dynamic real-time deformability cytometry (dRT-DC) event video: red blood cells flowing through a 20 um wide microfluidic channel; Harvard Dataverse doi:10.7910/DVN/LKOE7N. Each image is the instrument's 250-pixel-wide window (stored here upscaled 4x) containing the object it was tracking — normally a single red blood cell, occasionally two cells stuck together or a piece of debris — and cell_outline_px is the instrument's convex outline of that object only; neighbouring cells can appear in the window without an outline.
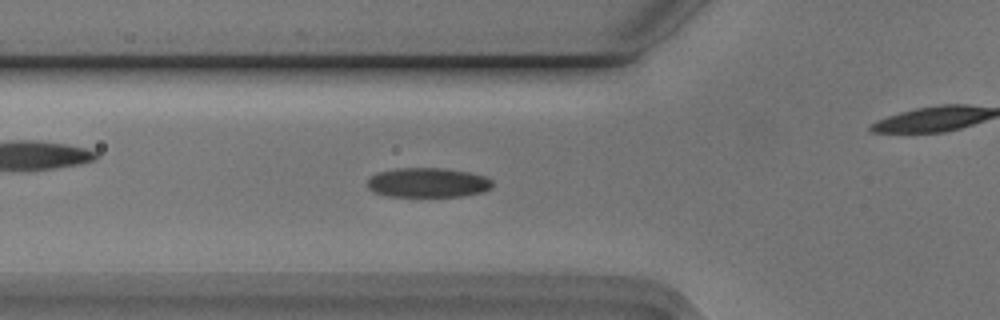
{"species": "Egyptian fruit bat (a non-hibernating species)", "species_latin": "Rousettus aegyptiacus", "temperature_condition": "cold", "stored_images_in_passage": 42, "camera_frame_rate_fps": 3000, "um_per_image_px": 0.085, "animal": {"sex": "male"}, "frame": {"image": 1, "passage_image": 7, "time_ms": 2.0, "image_size_px": [1000, 320], "cell_outline_px": [[492, 188], [484, 192], [464, 196], [388, 196], [372, 192], [368, 188], [368, 176], [376, 172], [396, 168], [444, 168], [468, 172], [488, 176], [492, 180]], "centroid_in_image_um": [36.36, 15.52], "position_along_channel_um": 89.4, "area_um2": 21.91}}
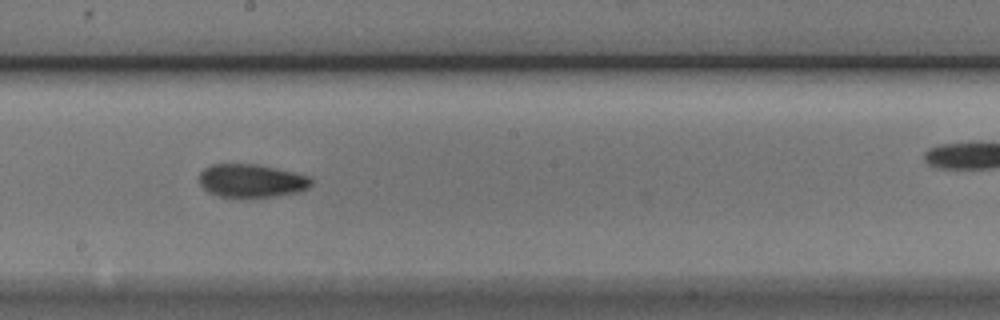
{"frame": {"image": 2, "passage_image": 18, "time_ms": 5.667, "image_size_px": [1000, 320], "cell_outline_px": [[312, 184], [308, 188], [300, 192], [252, 200], [216, 196], [208, 192], [200, 184], [200, 172], [204, 168], [212, 164], [256, 164], [296, 172], [308, 176], [312, 180]], "centroid_in_image_um": [21.38, 15.4], "position_along_channel_um": 226.8, "area_um2": 22.48}}
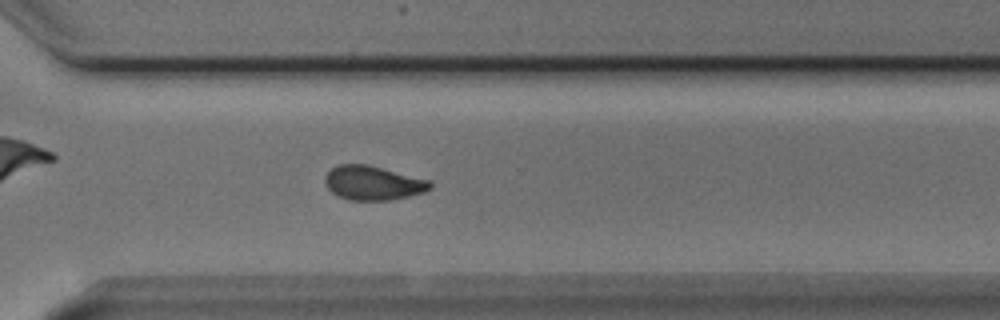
{"frame": {"image": 3, "passage_image": 27, "time_ms": 8.667, "image_size_px": [1000, 320], "cell_outline_px": [[432, 188], [424, 192], [392, 200], [348, 200], [332, 192], [324, 184], [324, 176], [332, 168], [340, 164], [368, 164], [428, 180], [432, 184]], "centroid_in_image_um": [31.68, 15.55], "position_along_channel_um": 338.9, "area_um2": 20.87}, "authors_computed_cell_mechanics": {"area_um2": 20.8658, "velocity_mm_per_s": 3.7405, "shape_relaxation_time_tau1_ms": 5.648, "shape_relaxation_time_tau2_ms": 3.3802, "deformation_change_tau1": 0.1418, "deformation_change_tau2": 0.0859}}